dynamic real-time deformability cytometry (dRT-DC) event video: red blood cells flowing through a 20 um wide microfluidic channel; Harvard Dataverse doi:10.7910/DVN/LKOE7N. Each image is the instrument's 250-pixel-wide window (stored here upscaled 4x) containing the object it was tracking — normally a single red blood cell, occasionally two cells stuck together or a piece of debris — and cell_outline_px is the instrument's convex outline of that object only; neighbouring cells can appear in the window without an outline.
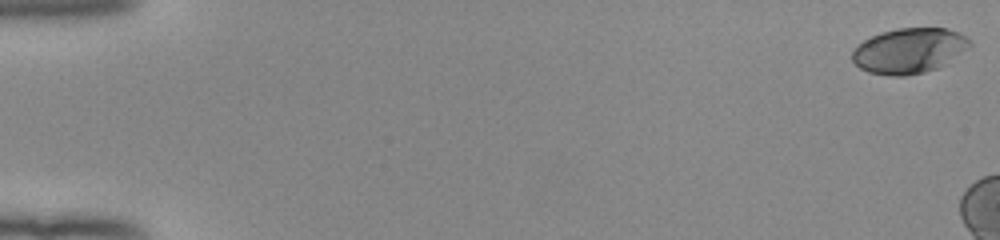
{"species": "human", "species_latin": "Homo sapiens", "temperature_condition": "room temperature", "stored_images_in_passage": 9, "camera_frame_rate_fps": 3000, "um_per_image_px": 0.085, "donor": {"sex": "female"}, "frame": {"image": 1, "passage_image": 1, "time_ms": 0.0, "image_size_px": [1000, 240], "cell_outline_px": [[972, 44], [948, 64], [924, 72], [904, 76], [892, 76], [868, 72], [860, 68], [852, 60], [852, 52], [864, 40], [880, 32], [896, 28], [948, 28], [960, 32], [972, 40]], "centroid_in_image_um": [77.31, 4.3], "position_along_channel_um": 7.7, "area_um2": 31.15}}